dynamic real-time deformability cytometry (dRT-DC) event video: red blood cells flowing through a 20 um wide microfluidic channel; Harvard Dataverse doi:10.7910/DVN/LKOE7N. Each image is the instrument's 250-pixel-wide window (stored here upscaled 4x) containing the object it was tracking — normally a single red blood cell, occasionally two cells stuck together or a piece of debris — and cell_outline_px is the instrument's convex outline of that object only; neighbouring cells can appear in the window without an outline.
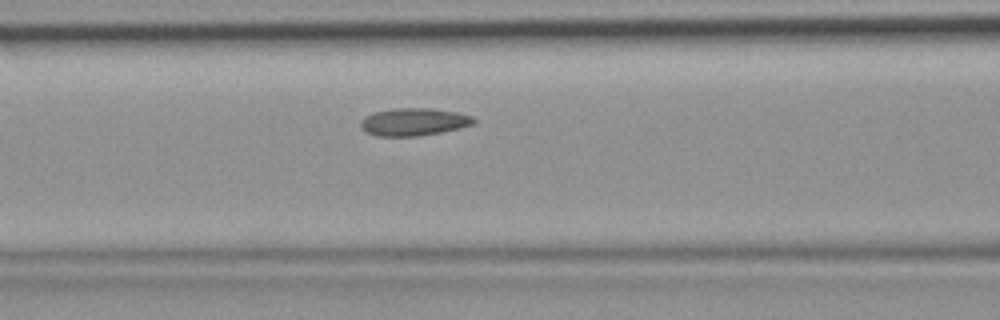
{"species": "common noctule bat (a hibernating species)", "species_latin": "Nyctalus noctula", "temperature_condition": "room temperature", "stored_images_in_passage": 14, "camera_frame_rate_fps": 3000, "um_per_image_px": 0.085, "animal": {"sex": "female", "body_mass_g": 19.9}, "frame": {"image": 1, "passage_image": 14, "time_ms": 4.333, "image_size_px": [1000, 320], "cell_outline_px": [[476, 124], [460, 128], [440, 132], [416, 136], [376, 136], [360, 128], [360, 120], [364, 116], [376, 112], [396, 108], [432, 108], [456, 112], [472, 116], [476, 120]], "centroid_in_image_um": [35.18, 10.36], "position_along_channel_um": 131.4, "area_um2": 18.21}}